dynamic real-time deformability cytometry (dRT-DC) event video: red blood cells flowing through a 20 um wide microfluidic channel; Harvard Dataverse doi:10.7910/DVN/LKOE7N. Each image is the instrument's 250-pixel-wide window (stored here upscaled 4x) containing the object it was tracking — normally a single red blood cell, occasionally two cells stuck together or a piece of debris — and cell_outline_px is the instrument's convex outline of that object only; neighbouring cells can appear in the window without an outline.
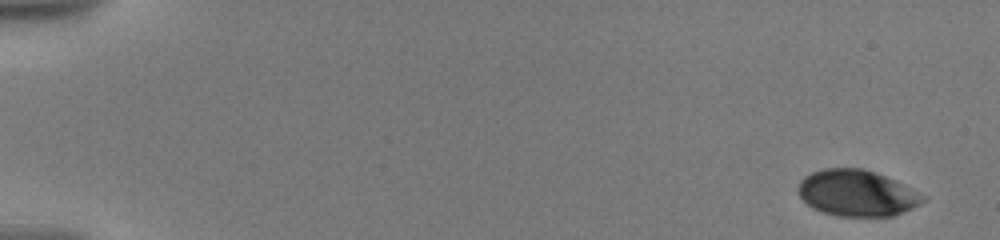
{"species": "human", "species_latin": "Homo sapiens", "temperature_condition": "warm", "stored_images_in_passage": 27, "camera_frame_rate_fps": 3000, "um_per_image_px": 0.085, "donor": {"sex": "male"}, "frame": {"image": 1, "passage_image": 1, "time_ms": 0.0, "image_size_px": [1000, 240], "cell_outline_px": [[928, 200], [912, 208], [892, 216], [836, 216], [812, 208], [796, 192], [796, 188], [800, 180], [804, 176], [812, 172], [824, 168], [860, 168], [884, 176], [928, 196]], "centroid_in_image_um": [72.82, 16.42], "position_along_channel_um": 12.2, "area_um2": 33.58}}
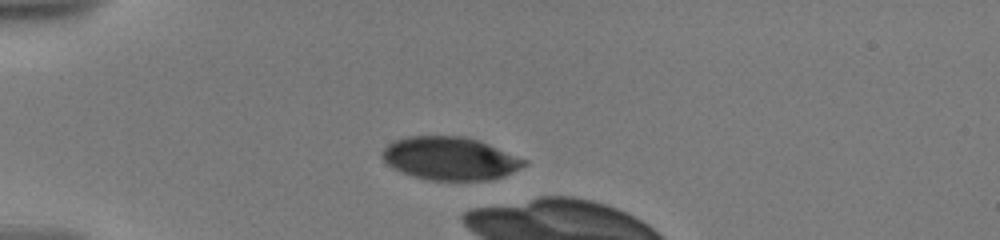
{"frame": {"image": 2, "passage_image": 19, "time_ms": 4.667, "image_size_px": [1000, 240], "cell_outline_px": [[528, 164], [504, 176], [488, 180], [428, 180], [412, 176], [388, 164], [380, 156], [380, 152], [388, 144], [396, 140], [408, 136], [464, 136], [488, 144], [528, 160]], "centroid_in_image_um": [38.26, 13.47], "position_along_channel_um": 46.7, "area_um2": 35.43}}